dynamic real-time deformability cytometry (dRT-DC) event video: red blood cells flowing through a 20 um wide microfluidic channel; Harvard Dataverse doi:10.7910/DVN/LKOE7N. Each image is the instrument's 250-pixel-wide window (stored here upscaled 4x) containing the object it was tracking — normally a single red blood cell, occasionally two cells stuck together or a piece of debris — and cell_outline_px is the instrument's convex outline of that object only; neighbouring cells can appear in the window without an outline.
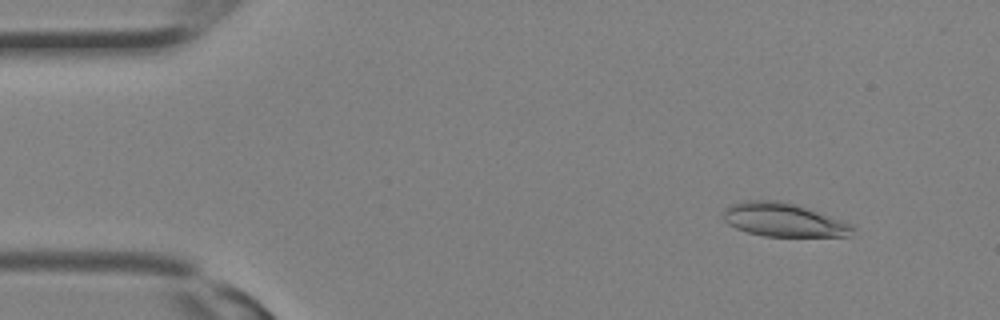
{"species": "Egyptian fruit bat (a non-hibernating species)", "species_latin": "Rousettus aegyptiacus", "temperature_condition": "room temperature", "stored_images_in_passage": 18, "camera_frame_rate_fps": 3000, "um_per_image_px": 0.085, "animal": {"sex": "female"}, "frame": {"image": 1, "passage_image": 3, "time_ms": 0.667, "image_size_px": [1000, 320], "cell_outline_px": [[856, 228], [852, 236], [764, 236], [748, 232], [736, 228], [728, 224], [724, 220], [724, 208], [732, 204], [748, 200], [780, 200], [852, 224]], "centroid_in_image_um": [66.59, 18.7], "position_along_channel_um": 18.4, "area_um2": 24.91}}
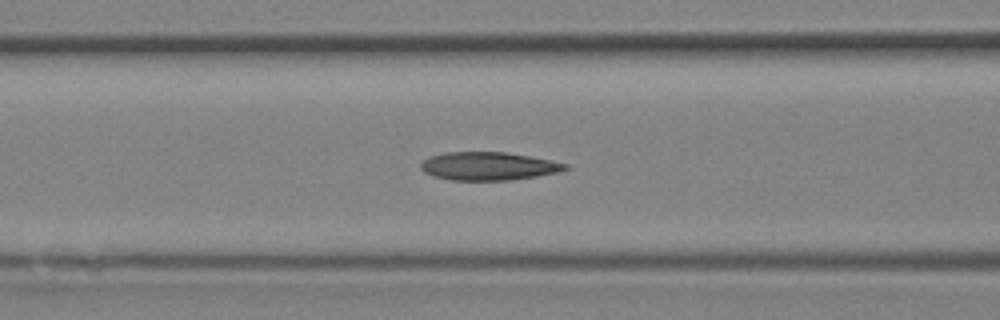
{"frame": {"image": 2, "passage_image": 12, "time_ms": 3.667, "image_size_px": [1000, 320], "cell_outline_px": [[572, 168], [556, 172], [536, 176], [508, 180], [452, 180], [436, 176], [424, 172], [420, 168], [420, 164], [428, 156], [444, 152], [508, 152], [568, 164]], "centroid_in_image_um": [41.5, 14.11], "position_along_channel_um": 125.1, "area_um2": 23.58}}
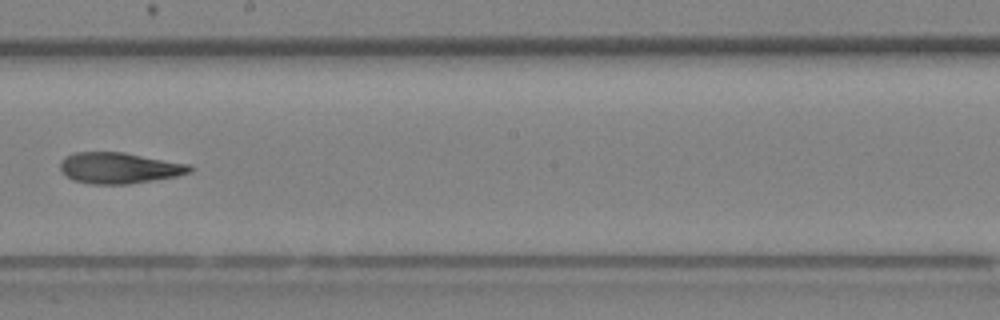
{"frame": {"image": 3, "passage_image": 17, "time_ms": 5.333, "image_size_px": [1000, 320], "cell_outline_px": [[196, 168], [192, 172], [176, 176], [128, 184], [88, 184], [72, 180], [60, 172], [60, 160], [64, 156], [76, 152], [124, 152], [192, 164]], "centroid_in_image_um": [10.14, 14.27], "position_along_channel_um": 238.1, "area_um2": 23.87}}